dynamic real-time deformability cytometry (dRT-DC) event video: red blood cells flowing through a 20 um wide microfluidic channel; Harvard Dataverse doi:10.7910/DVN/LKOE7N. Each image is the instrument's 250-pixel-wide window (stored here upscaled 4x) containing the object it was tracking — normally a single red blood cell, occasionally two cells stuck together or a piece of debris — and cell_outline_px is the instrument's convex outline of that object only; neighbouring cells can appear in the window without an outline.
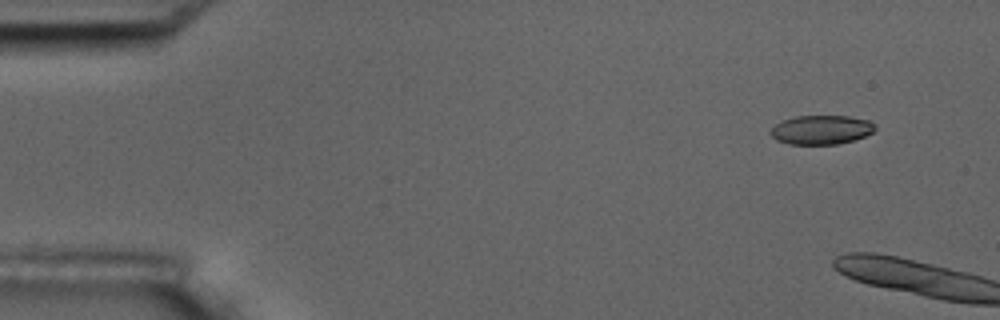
{"species": "common noctule bat (a hibernating species)", "species_latin": "Nyctalus noctula", "temperature_condition": "room temperature", "stored_images_in_passage": 3, "camera_frame_rate_fps": 3000, "um_per_image_px": 0.085, "animal": {"sex": "male", "body_mass_g": 17.5, "forearm_length_mm": 52.3}, "frame": {"image": 1, "passage_image": 1, "time_ms": 0.0, "image_size_px": [1000, 320], "cell_outline_px": [[876, 128], [872, 132], [856, 140], [836, 144], [788, 144], [776, 140], [768, 132], [780, 120], [796, 116], [848, 116], [872, 120], [876, 124]], "centroid_in_image_um": [69.82, 11.02], "position_along_channel_um": 15.2, "area_um2": 17.98}}